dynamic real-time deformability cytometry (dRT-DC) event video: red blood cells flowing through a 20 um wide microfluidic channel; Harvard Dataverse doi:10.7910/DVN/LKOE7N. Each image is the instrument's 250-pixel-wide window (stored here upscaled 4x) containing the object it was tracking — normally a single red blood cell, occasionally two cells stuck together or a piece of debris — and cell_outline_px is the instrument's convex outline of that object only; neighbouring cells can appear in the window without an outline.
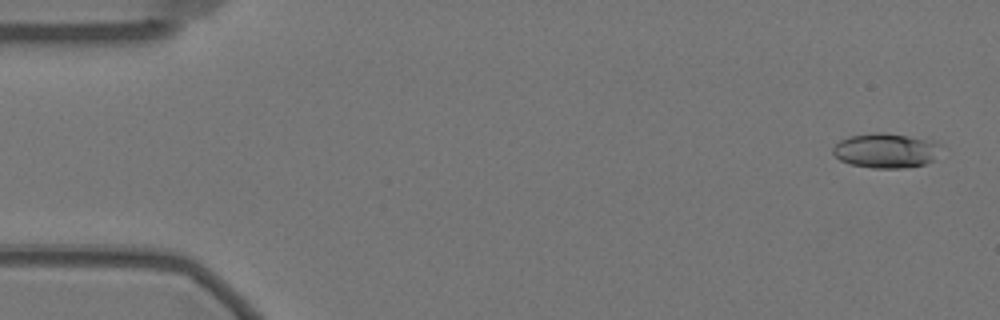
{"species": "Egyptian fruit bat (a non-hibernating species)", "species_latin": "Rousettus aegyptiacus", "temperature_condition": "warm", "stored_images_in_passage": 58, "camera_frame_rate_fps": 3000, "um_per_image_px": 0.085, "animal": {"sex": "female"}, "frame": {"image": 1, "passage_image": 2, "time_ms": 0.333, "image_size_px": [1000, 320], "cell_outline_px": [[940, 144], [932, 160], [924, 164], [900, 168], [872, 168], [848, 164], [840, 160], [832, 152], [832, 148], [840, 140], [848, 136], [876, 132], [884, 132], [936, 140]], "centroid_in_image_um": [75.25, 12.78], "position_along_channel_um": 9.7, "area_um2": 21.85}}
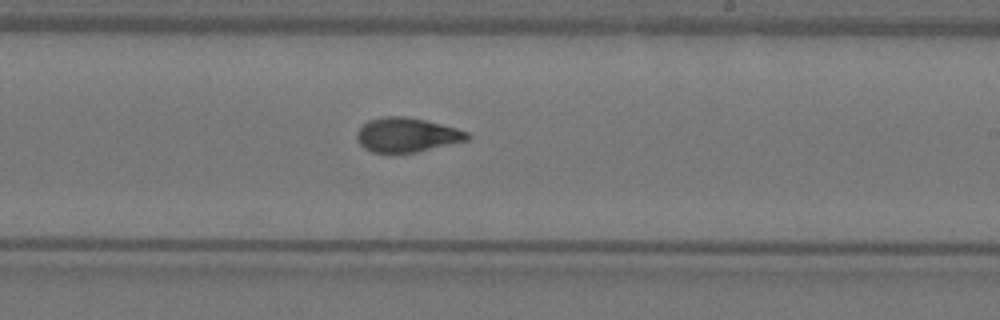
{"frame": {"image": 2, "passage_image": 34, "time_ms": 11.0, "image_size_px": [1000, 320], "cell_outline_px": [[472, 136], [468, 140], [416, 152], [372, 152], [364, 148], [356, 140], [356, 132], [368, 120], [384, 116], [404, 116], [424, 120], [456, 128], [468, 132]], "centroid_in_image_um": [34.57, 11.46], "position_along_channel_um": 254.4, "area_um2": 21.96}}
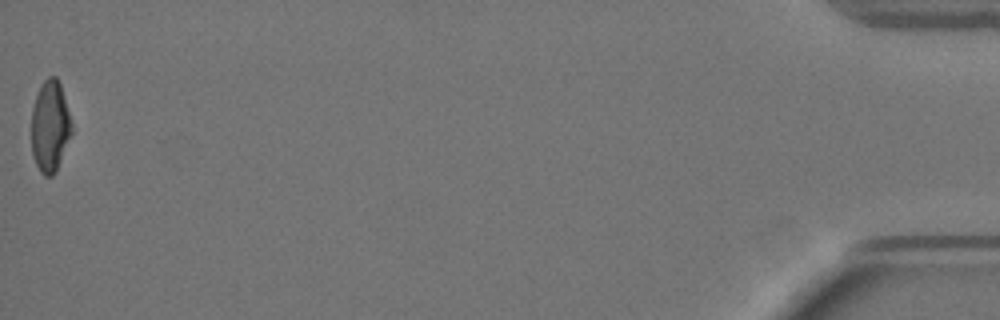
{"frame": {"image": 3, "passage_image": 58, "time_ms": 19.0, "image_size_px": [1000, 320], "cell_outline_px": [[72, 132], [56, 172], [52, 176], [44, 176], [40, 172], [36, 164], [32, 152], [32, 108], [40, 84], [48, 76], [56, 76], [60, 84], [72, 124]], "centroid_in_image_um": [4.25, 10.74], "position_along_channel_um": 431.0, "area_um2": 21.33}, "authors_computed_cell_mechanics": {"area_um2": 21.9062, "velocity_mm_per_s": 3.4654, "shape_relaxation_time_tau1_ms": 7.2516, "shape_relaxation_time_tau2_ms": 1.8167, "deformation_change_tau1": 0.2106, "deformation_change_tau2": 0.0801}}